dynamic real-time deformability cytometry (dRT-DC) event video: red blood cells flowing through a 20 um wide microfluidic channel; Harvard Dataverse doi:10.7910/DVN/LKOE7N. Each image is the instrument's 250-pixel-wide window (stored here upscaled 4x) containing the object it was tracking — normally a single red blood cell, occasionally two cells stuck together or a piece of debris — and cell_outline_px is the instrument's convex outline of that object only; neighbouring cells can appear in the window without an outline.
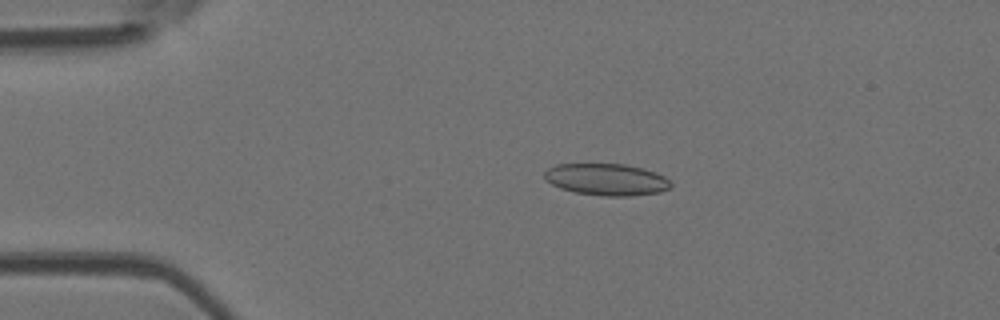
{"species": "Egyptian fruit bat (a non-hibernating species)", "species_latin": "Rousettus aegyptiacus", "temperature_condition": "room temperature", "stored_images_in_passage": 52, "camera_frame_rate_fps": 3000, "um_per_image_px": 0.085, "animal": {"sex": "female"}, "frame": {"image": 1, "passage_image": 11, "time_ms": 3.333, "image_size_px": [1000, 320], "cell_outline_px": [[672, 184], [668, 188], [660, 192], [628, 196], [600, 196], [576, 192], [560, 188], [544, 180], [544, 172], [548, 168], [556, 164], [624, 164], [644, 168], [656, 172], [664, 176]], "centroid_in_image_um": [51.53, 15.25], "position_along_channel_um": 33.5, "area_um2": 23.47}}
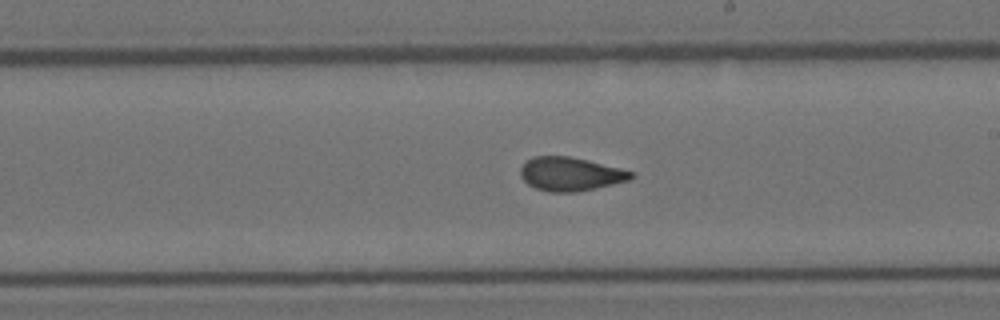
{"frame": {"image": 2, "passage_image": 30, "time_ms": 9.667, "image_size_px": [1000, 320], "cell_outline_px": [[636, 176], [632, 180], [596, 188], [576, 192], [548, 192], [536, 188], [528, 184], [520, 176], [520, 168], [532, 156], [568, 156], [588, 160], [636, 172]], "centroid_in_image_um": [48.53, 14.79], "position_along_channel_um": 240.5, "area_um2": 21.91}}
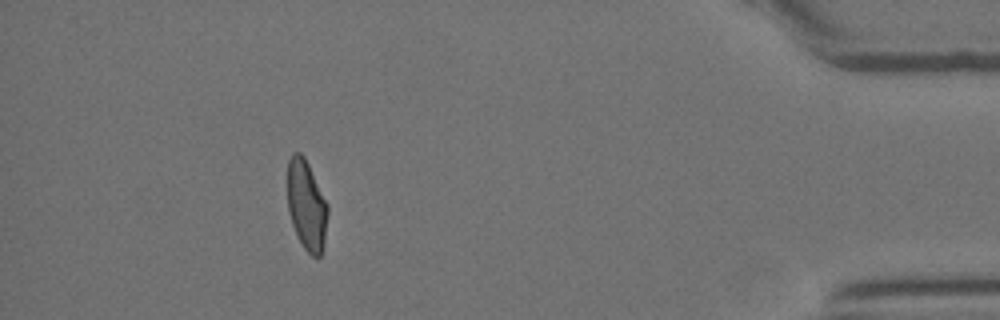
{"frame": {"image": 3, "passage_image": 47, "time_ms": 15.333, "image_size_px": [1000, 320], "cell_outline_px": [[328, 212], [324, 248], [320, 256], [312, 256], [304, 248], [292, 224], [288, 212], [288, 160], [292, 152], [300, 152], [304, 156], [328, 204]], "centroid_in_image_um": [26.06, 17.44], "position_along_channel_um": 409.1, "area_um2": 21.1}, "authors_computed_cell_mechanics": {"area_um2": 22.1374, "velocity_mm_per_s": 3.948, "shape_relaxation_time_tau1_ms": null, "shape_relaxation_time_tau2_ms": 1.1853, "deformation_change_tau1": null, "deformation_change_tau2": 0.0647}}